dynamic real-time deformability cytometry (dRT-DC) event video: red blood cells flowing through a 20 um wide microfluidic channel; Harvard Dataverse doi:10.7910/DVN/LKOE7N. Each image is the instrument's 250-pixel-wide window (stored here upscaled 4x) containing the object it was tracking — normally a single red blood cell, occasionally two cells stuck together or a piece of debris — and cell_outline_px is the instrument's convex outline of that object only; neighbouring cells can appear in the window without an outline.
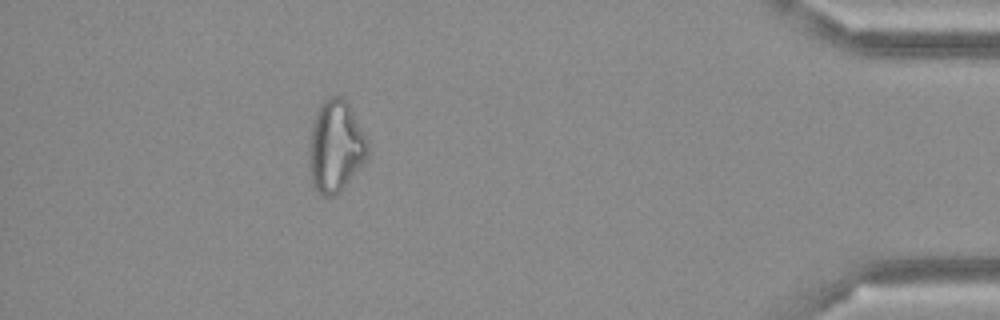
{"species": "Egyptian fruit bat (a non-hibernating species)", "species_latin": "Rousettus aegyptiacus", "temperature_condition": "cold", "stored_images_in_passage": 38, "camera_frame_rate_fps": 3000, "um_per_image_px": 0.085, "frame": {"image": 1, "passage_image": 33, "time_ms": 10.667, "image_size_px": [1000, 320], "cell_outline_px": [[368, 156], [340, 192], [336, 196], [324, 196], [316, 188], [312, 180], [308, 160], [308, 140], [312, 124], [316, 112], [320, 104], [328, 96], [340, 96], [348, 104], [368, 140]], "centroid_in_image_um": [28.5, 12.43], "position_along_channel_um": 406.7, "area_um2": 31.27}}